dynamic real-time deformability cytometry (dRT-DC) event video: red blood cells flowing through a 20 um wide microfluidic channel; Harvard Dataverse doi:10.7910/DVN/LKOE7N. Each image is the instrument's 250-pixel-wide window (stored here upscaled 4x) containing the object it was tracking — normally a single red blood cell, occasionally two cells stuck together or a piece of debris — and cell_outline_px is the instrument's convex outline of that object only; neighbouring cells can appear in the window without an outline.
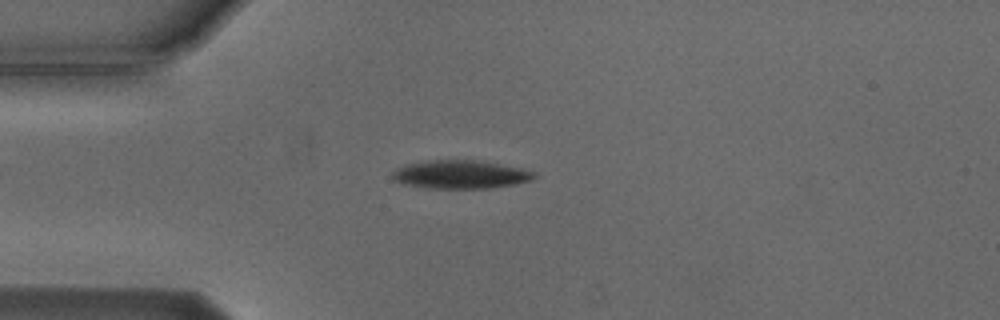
{"species": "Egyptian fruit bat (a non-hibernating species)", "species_latin": "Rousettus aegyptiacus", "temperature_condition": "cold", "stored_images_in_passage": 7, "camera_frame_rate_fps": 3000, "um_per_image_px": 0.085, "animal": {"sex": "male"}, "frame": {"image": 1, "passage_image": 4, "time_ms": 3.667, "image_size_px": [1000, 320], "cell_outline_px": [[536, 176], [532, 180], [516, 184], [492, 188], [424, 188], [404, 184], [392, 180], [392, 172], [396, 168], [404, 164], [432, 160], [476, 160], [500, 164], [520, 168], [536, 172]], "centroid_in_image_um": [39.12, 14.83], "position_along_channel_um": 45.9, "area_um2": 23.58}}
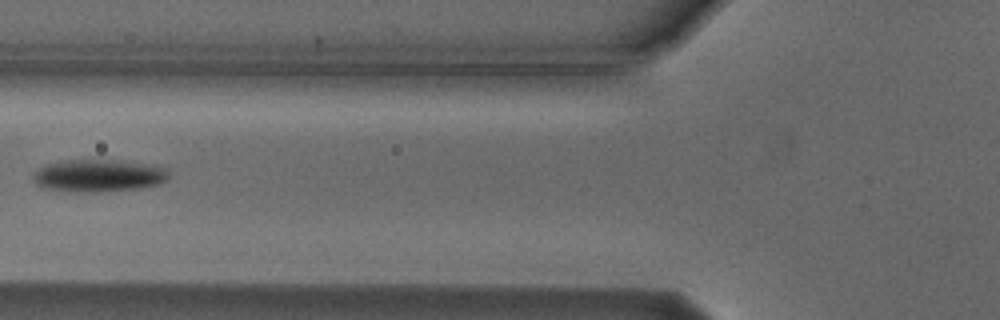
{"frame": {"image": 2, "passage_image": 6, "time_ms": 6.0, "image_size_px": [1000, 320], "cell_outline_px": [[168, 180], [160, 184], [140, 188], [96, 192], [64, 192], [40, 188], [32, 180], [32, 176], [44, 164], [64, 160], [120, 160], [152, 164], [168, 168]], "centroid_in_image_um": [8.36, 14.93], "position_along_channel_um": 117.4, "area_um2": 26.24}}
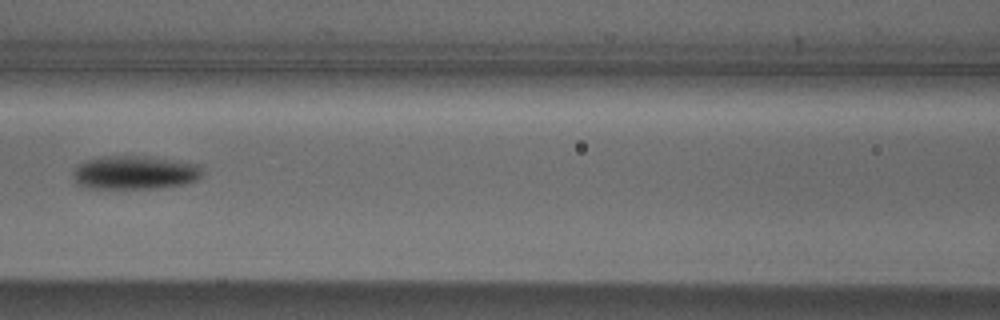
{"frame": {"image": 3, "passage_image": 7, "time_ms": 7.0, "image_size_px": [1000, 320], "cell_outline_px": [[204, 172], [196, 180], [184, 184], [156, 188], [84, 188], [76, 184], [72, 180], [72, 172], [80, 164], [88, 160], [100, 156], [148, 156], [176, 160], [200, 164]], "centroid_in_image_um": [11.45, 14.66], "position_along_channel_um": 155.2, "area_um2": 25.61}}